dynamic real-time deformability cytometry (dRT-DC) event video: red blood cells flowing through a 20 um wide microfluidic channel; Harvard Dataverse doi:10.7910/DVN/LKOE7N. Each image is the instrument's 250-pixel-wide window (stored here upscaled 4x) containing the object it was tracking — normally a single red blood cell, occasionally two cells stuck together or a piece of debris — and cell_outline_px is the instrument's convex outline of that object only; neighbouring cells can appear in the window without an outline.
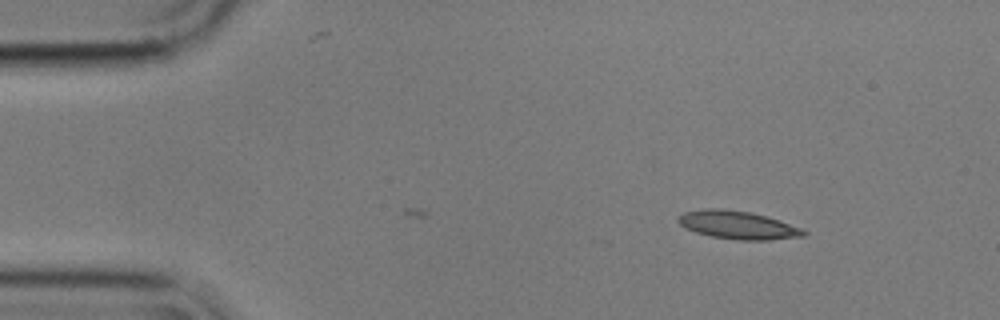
{"species": "common noctule bat (a hibernating species)", "species_latin": "Nyctalus noctula", "temperature_condition": "cold", "stored_images_in_passage": 2, "camera_frame_rate_fps": 3000, "um_per_image_px": 0.085, "animal": {"sex": "male", "body_mass_g": 17.9}, "frame": {"image": 1, "passage_image": 2, "time_ms": 0.333, "image_size_px": [1000, 320], "cell_outline_px": [[808, 232], [804, 236], [768, 240], [736, 240], [712, 236], [696, 232], [680, 224], [676, 220], [684, 212], [708, 208], [720, 208], [748, 212], [780, 220], [800, 228]], "centroid_in_image_um": [62.72, 19.13], "position_along_channel_um": 22.3, "area_um2": 20.23}}